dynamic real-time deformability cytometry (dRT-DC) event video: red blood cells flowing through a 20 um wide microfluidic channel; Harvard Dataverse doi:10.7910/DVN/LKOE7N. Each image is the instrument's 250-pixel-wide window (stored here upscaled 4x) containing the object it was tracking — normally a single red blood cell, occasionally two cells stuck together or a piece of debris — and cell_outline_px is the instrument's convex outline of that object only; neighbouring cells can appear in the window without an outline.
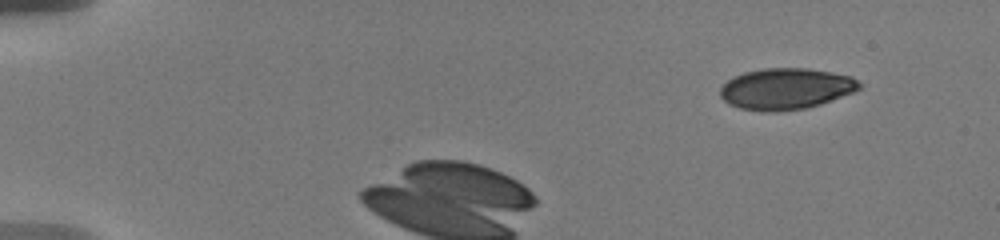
{"species": "human", "species_latin": "Homo sapiens", "temperature_condition": "warm", "stored_images_in_passage": 5, "camera_frame_rate_fps": 3000, "um_per_image_px": 0.085, "donor": {"sex": "male"}, "frame": {"image": 1, "passage_image": 1, "time_ms": 0.0, "image_size_px": [1000, 240], "cell_outline_px": [[864, 84], [860, 88], [852, 92], [820, 104], [808, 108], [776, 112], [764, 112], [740, 108], [728, 104], [720, 96], [720, 88], [732, 76], [744, 72], [764, 68], [808, 68], [832, 72], [852, 76]], "centroid_in_image_um": [66.79, 7.54], "position_along_channel_um": 18.2, "area_um2": 33.7}}